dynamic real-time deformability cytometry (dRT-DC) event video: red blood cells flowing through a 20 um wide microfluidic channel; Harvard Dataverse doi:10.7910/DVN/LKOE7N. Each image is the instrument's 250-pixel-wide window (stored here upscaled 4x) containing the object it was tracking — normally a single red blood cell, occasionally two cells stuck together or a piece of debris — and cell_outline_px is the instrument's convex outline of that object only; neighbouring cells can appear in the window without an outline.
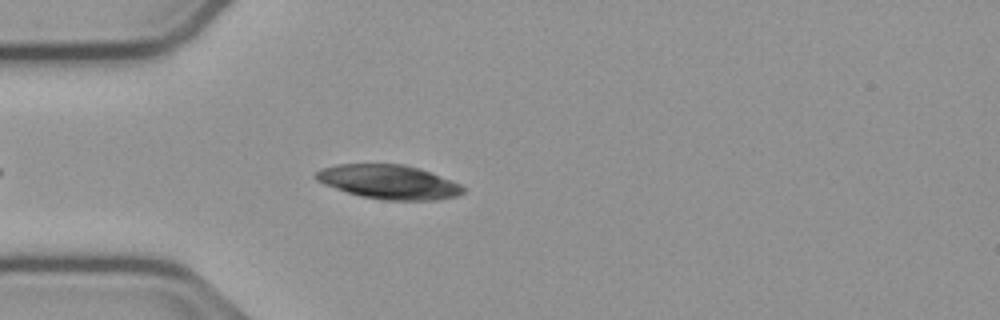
{"species": "common noctule bat (a hibernating species)", "species_latin": "Nyctalus noctula", "temperature_condition": "cold", "stored_images_in_passage": 40, "camera_frame_rate_fps": 3000, "um_per_image_px": 0.085, "animal": {"sex": "male", "body_mass_g": 23.1, "forearm_length_mm": 52.7}, "frame": {"image": 1, "passage_image": 7, "time_ms": 2.0, "image_size_px": [1000, 320], "cell_outline_px": [[464, 192], [456, 196], [436, 200], [380, 200], [360, 196], [324, 184], [316, 180], [312, 176], [316, 172], [324, 168], [336, 164], [404, 164], [420, 168], [460, 184], [464, 188]], "centroid_in_image_um": [33.03, 15.46], "position_along_channel_um": 52.0, "area_um2": 29.19}}
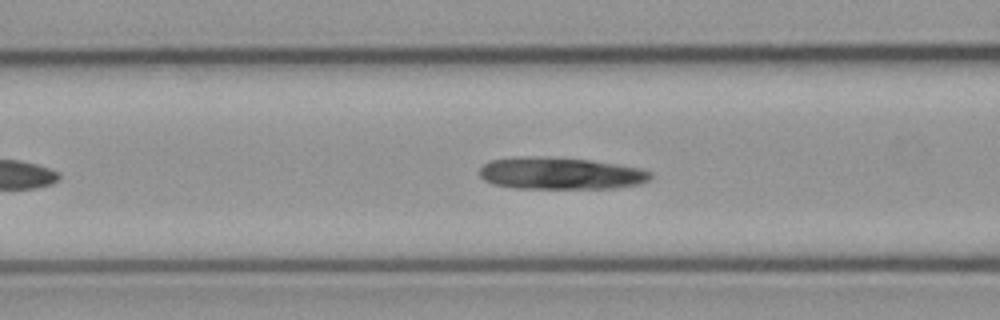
{"frame": {"image": 2, "passage_image": 13, "time_ms": 4.0, "image_size_px": [1000, 320], "cell_outline_px": [[652, 176], [648, 180], [640, 184], [616, 188], [516, 188], [492, 184], [484, 180], [480, 176], [480, 168], [484, 164], [492, 160], [588, 160], [640, 168], [652, 172]], "centroid_in_image_um": [47.74, 14.81], "position_along_channel_um": 118.9, "area_um2": 30.17}}